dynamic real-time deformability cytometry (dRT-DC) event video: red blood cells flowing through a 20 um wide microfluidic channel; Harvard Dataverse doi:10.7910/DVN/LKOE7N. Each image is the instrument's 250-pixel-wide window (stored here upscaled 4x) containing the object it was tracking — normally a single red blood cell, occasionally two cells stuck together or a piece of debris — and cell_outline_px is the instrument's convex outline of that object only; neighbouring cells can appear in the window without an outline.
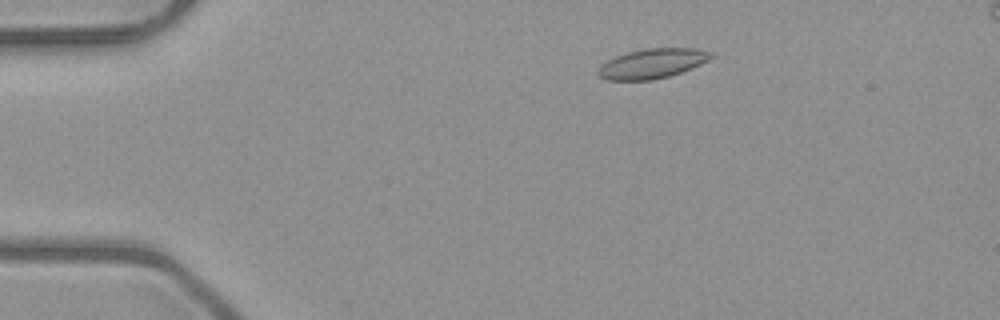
{"species": "common noctule bat (a hibernating species)", "species_latin": "Nyctalus noctula", "temperature_condition": "room temperature", "stored_images_in_passage": 49, "camera_frame_rate_fps": 3000, "um_per_image_px": 0.085, "animal": {"sex": "male", "body_mass_g": 23.1, "forearm_length_mm": 52.7}, "frame": {"image": 1, "passage_image": 7, "time_ms": 2.0, "image_size_px": [1000, 320], "cell_outline_px": [[716, 56], [692, 68], [668, 76], [652, 80], [608, 80], [600, 76], [596, 72], [600, 64], [616, 56], [628, 52], [644, 48], [700, 48], [712, 52]], "centroid_in_image_um": [55.46, 5.39], "position_along_channel_um": 29.5, "area_um2": 19.65}}
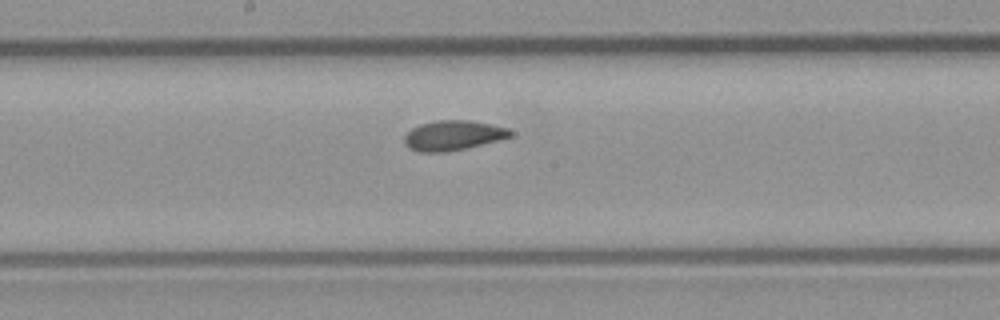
{"frame": {"image": 2, "passage_image": 25, "time_ms": 8.0, "image_size_px": [1000, 320], "cell_outline_px": [[512, 136], [464, 148], [444, 152], [420, 152], [408, 148], [404, 144], [404, 136], [412, 128], [420, 124], [436, 120], [468, 120], [508, 128], [512, 132]], "centroid_in_image_um": [38.44, 11.5], "position_along_channel_um": 209.8, "area_um2": 18.15}}
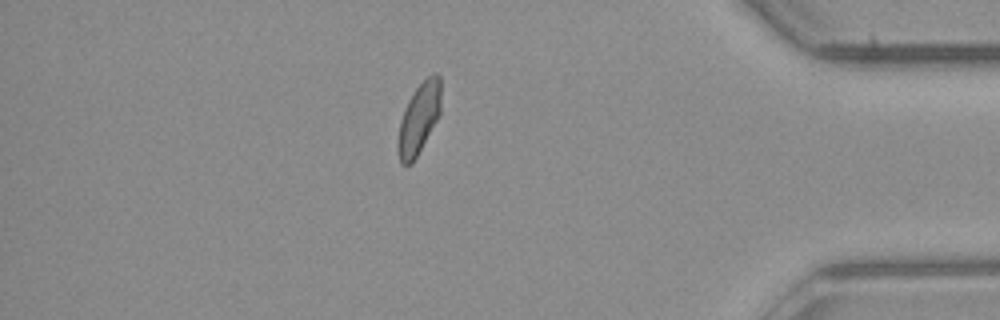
{"frame": {"image": 3, "passage_image": 42, "time_ms": 13.667, "image_size_px": [1000, 320], "cell_outline_px": [[440, 116], [412, 164], [400, 164], [396, 148], [396, 144], [400, 120], [404, 108], [412, 92], [432, 72], [436, 72], [440, 76]], "centroid_in_image_um": [35.59, 10.09], "position_along_channel_um": 399.6, "area_um2": 18.09}, "authors_computed_cell_mechanics": {"area_um2": 18.5538, "velocity_mm_per_s": 4.0146, "shape_relaxation_time_tau1_ms": null, "shape_relaxation_time_tau2_ms": 1.4244, "deformation_change_tau1": null, "deformation_change_tau2": 0.0707}}